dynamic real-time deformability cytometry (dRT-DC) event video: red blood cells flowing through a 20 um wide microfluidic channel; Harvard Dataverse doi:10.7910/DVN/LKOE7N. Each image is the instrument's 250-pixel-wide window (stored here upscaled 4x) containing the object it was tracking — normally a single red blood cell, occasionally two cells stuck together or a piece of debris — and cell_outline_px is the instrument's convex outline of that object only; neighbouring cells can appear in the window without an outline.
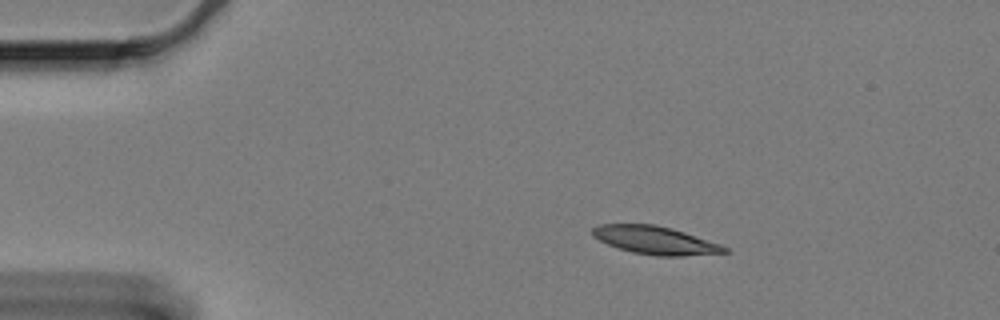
{"species": "Egyptian fruit bat (a non-hibernating species)", "species_latin": "Rousettus aegyptiacus", "temperature_condition": "cold", "stored_images_in_passage": 51, "camera_frame_rate_fps": 3000, "um_per_image_px": 0.085, "animal": {"sex": "female"}, "frame": {"image": 1, "passage_image": 1, "time_ms": 0.0, "image_size_px": [1000, 320], "cell_outline_px": [[732, 252], [684, 256], [656, 256], [632, 252], [616, 248], [592, 236], [592, 228], [600, 224], [656, 224], [672, 228], [720, 244], [728, 248]], "centroid_in_image_um": [55.7, 20.43], "position_along_channel_um": 29.3, "area_um2": 21.68}}
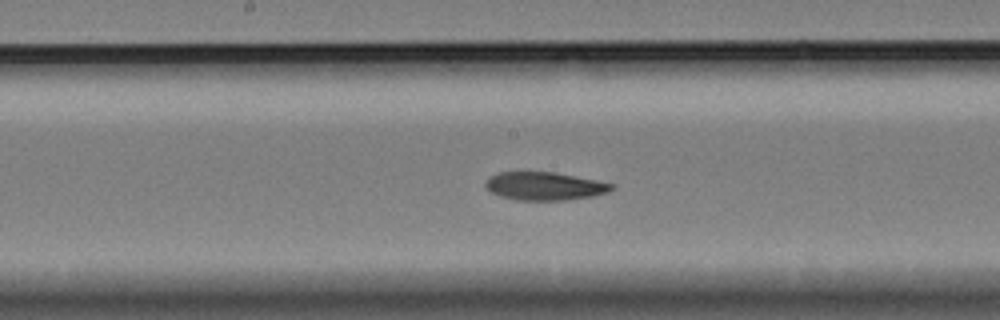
{"frame": {"image": 2, "passage_image": 22, "time_ms": 7.0, "image_size_px": [1000, 320], "cell_outline_px": [[616, 188], [608, 192], [592, 196], [568, 200], [516, 200], [500, 196], [492, 192], [484, 184], [496, 172], [524, 168], [552, 172], [596, 180], [616, 184]], "centroid_in_image_um": [46.27, 15.77], "position_along_channel_um": 201.9, "area_um2": 21.39}}
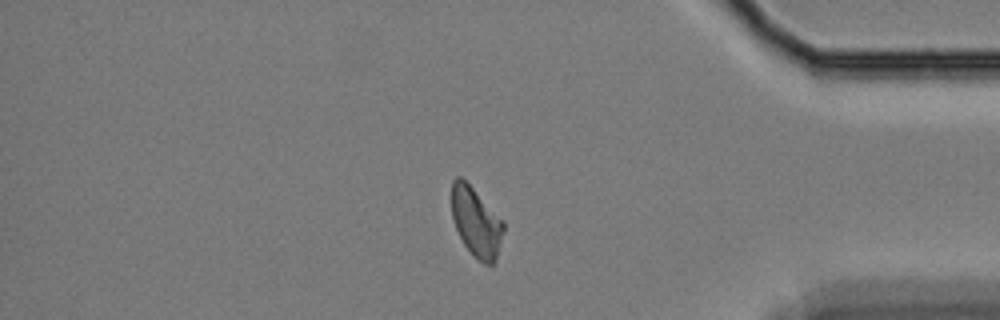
{"frame": {"image": 3, "passage_image": 42, "time_ms": 13.667, "image_size_px": [1000, 320], "cell_outline_px": [[504, 232], [496, 260], [492, 264], [484, 264], [464, 244], [456, 228], [452, 216], [452, 180], [456, 176], [460, 176], [504, 220]], "centroid_in_image_um": [40.49, 18.87], "position_along_channel_um": 394.7, "area_um2": 20.63}, "authors_computed_cell_mechanics": {"area_um2": 21.386, "velocity_mm_per_s": 3.2693, "shape_relaxation_time_tau1_ms": 5.9402, "shape_relaxation_time_tau2_ms": 3.3516, "deformation_change_tau1": 0.1587, "deformation_change_tau2": 0.0868}}